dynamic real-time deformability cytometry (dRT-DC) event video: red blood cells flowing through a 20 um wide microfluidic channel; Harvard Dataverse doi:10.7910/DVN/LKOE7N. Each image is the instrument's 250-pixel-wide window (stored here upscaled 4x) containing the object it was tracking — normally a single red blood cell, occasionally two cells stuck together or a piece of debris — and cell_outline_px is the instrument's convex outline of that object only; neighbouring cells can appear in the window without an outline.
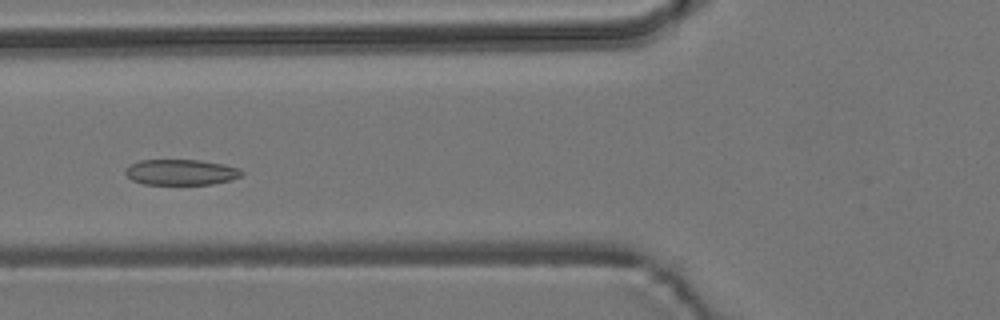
{"species": "common noctule bat (a hibernating species)", "species_latin": "Nyctalus noctula", "temperature_condition": "room temperature", "stored_images_in_passage": 4, "camera_frame_rate_fps": 3000, "um_per_image_px": 0.085, "animal": {"sex": "male", "body_mass_g": 19.2, "forearm_length_mm": 51.8}, "frame": {"image": 1, "passage_image": 3, "time_ms": 2.333, "image_size_px": [1000, 320], "cell_outline_px": [[244, 172], [240, 176], [232, 180], [212, 184], [144, 184], [132, 180], [124, 172], [132, 164], [140, 160], [200, 160], [224, 164], [240, 168]], "centroid_in_image_um": [15.43, 14.64], "position_along_channel_um": 110.4, "area_um2": 17.34}}
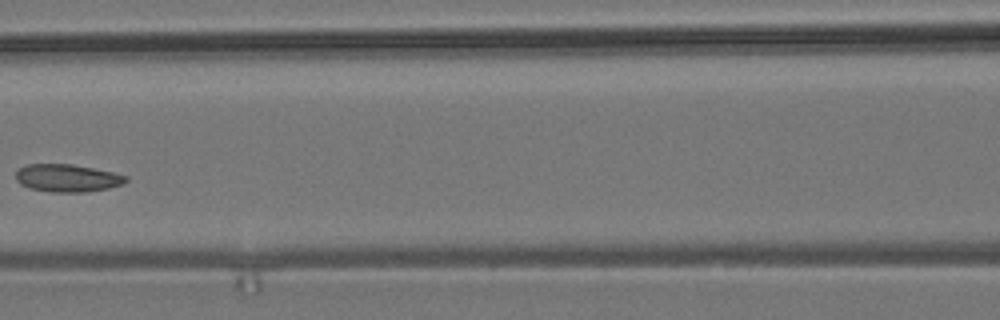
{"frame": {"image": 2, "passage_image": 4, "time_ms": 3.667, "image_size_px": [1000, 320], "cell_outline_px": [[128, 180], [124, 184], [108, 188], [84, 192], [52, 192], [28, 188], [20, 184], [16, 180], [16, 172], [20, 168], [28, 164], [72, 164], [112, 172], [128, 176]], "centroid_in_image_um": [5.72, 15.14], "position_along_channel_um": 160.9, "area_um2": 17.74}}